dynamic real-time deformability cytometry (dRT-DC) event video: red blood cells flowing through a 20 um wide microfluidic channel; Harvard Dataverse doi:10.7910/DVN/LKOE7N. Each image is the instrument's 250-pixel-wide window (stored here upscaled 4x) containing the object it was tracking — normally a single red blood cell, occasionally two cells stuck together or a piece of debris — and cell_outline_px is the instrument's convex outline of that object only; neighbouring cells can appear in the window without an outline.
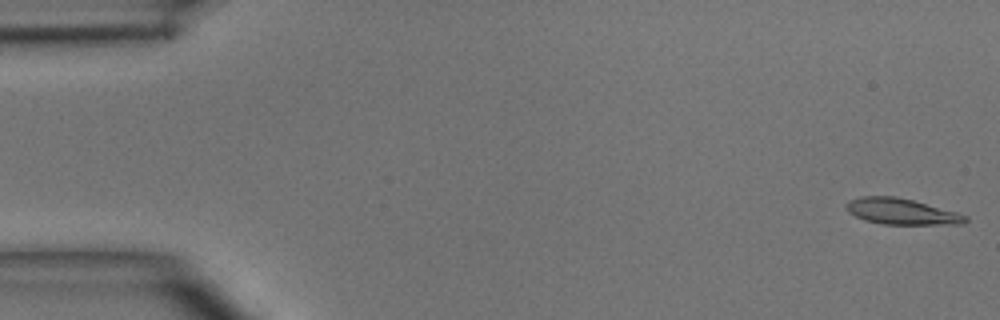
{"species": "common noctule bat (a hibernating species)", "species_latin": "Nyctalus noctula", "temperature_condition": "room temperature", "stored_images_in_passage": 5, "camera_frame_rate_fps": 3000, "um_per_image_px": 0.085, "animal": {"sex": "male", "body_mass_g": 15.6}, "frame": {"image": 1, "passage_image": 1, "time_ms": 0.0, "image_size_px": [1000, 320], "cell_outline_px": [[968, 220], [964, 224], [884, 224], [864, 220], [848, 212], [844, 204], [848, 200], [860, 196], [896, 196], [912, 200], [956, 212], [968, 216]], "centroid_in_image_um": [76.59, 17.97], "position_along_channel_um": 8.4, "area_um2": 18.03}}
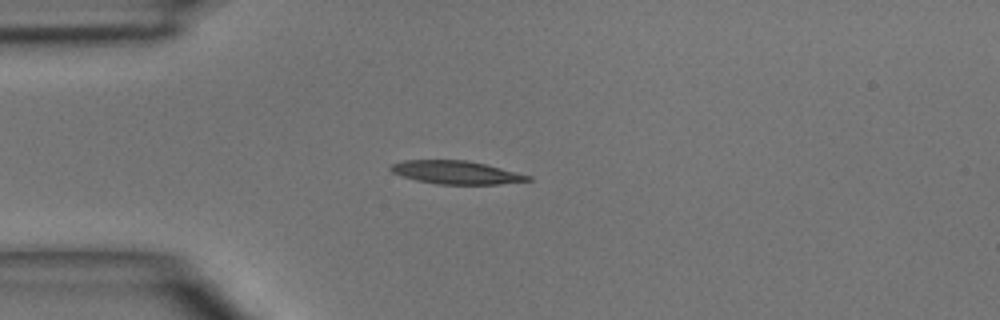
{"frame": {"image": 2, "passage_image": 4, "time_ms": 3.667, "image_size_px": [1000, 320], "cell_outline_px": [[532, 180], [500, 184], [436, 184], [416, 180], [392, 172], [388, 168], [392, 164], [404, 160], [464, 160], [484, 164], [532, 176]], "centroid_in_image_um": [38.76, 14.66], "position_along_channel_um": 46.2, "area_um2": 18.32}}